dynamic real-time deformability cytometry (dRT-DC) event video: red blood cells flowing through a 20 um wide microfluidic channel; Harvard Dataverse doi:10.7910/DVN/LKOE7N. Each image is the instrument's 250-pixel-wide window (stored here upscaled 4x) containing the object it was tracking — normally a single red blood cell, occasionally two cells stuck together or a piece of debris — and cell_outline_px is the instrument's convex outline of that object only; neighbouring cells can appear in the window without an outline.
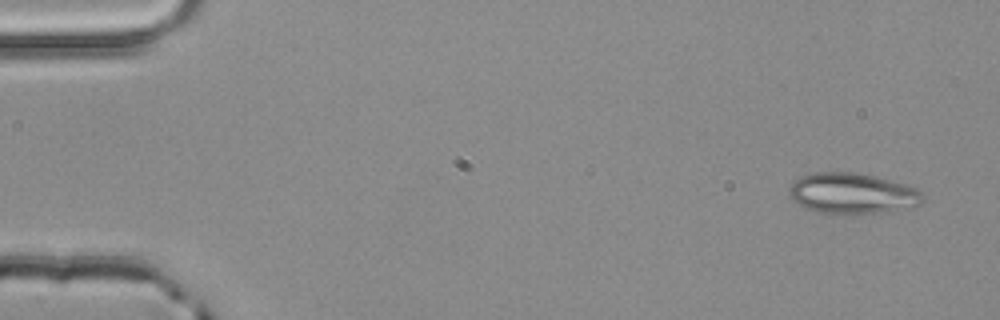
{"species": "common noctule bat (a hibernating species)", "species_latin": "Nyctalus noctula", "temperature_condition": "room temperature", "stored_images_in_passage": 4, "camera_frame_rate_fps": 3000, "um_per_image_px": 0.085, "animal": {"sex": "male", "body_mass_g": 20.4}, "frame": {"image": 1, "passage_image": 1, "time_ms": 0.0, "image_size_px": [1000, 320], "cell_outline_px": [[924, 200], [920, 204], [912, 208], [876, 212], [816, 212], [804, 208], [792, 200], [788, 192], [788, 188], [800, 176], [816, 172], [856, 172], [904, 184], [916, 188], [924, 196]], "centroid_in_image_um": [72.42, 16.42], "position_along_channel_um": 12.6, "area_um2": 31.27}}